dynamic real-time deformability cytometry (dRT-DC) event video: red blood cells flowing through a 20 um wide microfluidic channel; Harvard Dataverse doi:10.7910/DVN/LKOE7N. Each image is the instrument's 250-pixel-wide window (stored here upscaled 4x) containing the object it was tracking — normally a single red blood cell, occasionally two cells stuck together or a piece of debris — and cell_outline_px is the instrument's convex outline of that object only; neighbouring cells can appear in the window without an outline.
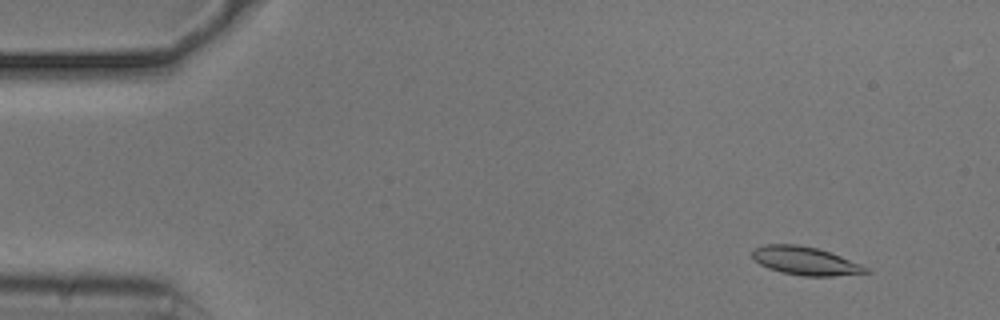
{"species": "common noctule bat (a hibernating species)", "species_latin": "Nyctalus noctula", "temperature_condition": "cold", "stored_images_in_passage": 47, "camera_frame_rate_fps": 3000, "um_per_image_px": 0.085, "animal": {"sex": "male", "body_mass_g": 20.5, "forearm_length_mm": 52.5}, "frame": {"image": 1, "passage_image": 5, "time_ms": 1.333, "image_size_px": [1000, 320], "cell_outline_px": [[872, 272], [832, 276], [804, 276], [780, 272], [768, 268], [752, 260], [752, 252], [756, 248], [768, 244], [796, 244], [816, 248], [840, 256], [860, 264], [868, 268]], "centroid_in_image_um": [68.42, 22.18], "position_along_channel_um": 16.6, "area_um2": 18.55}}
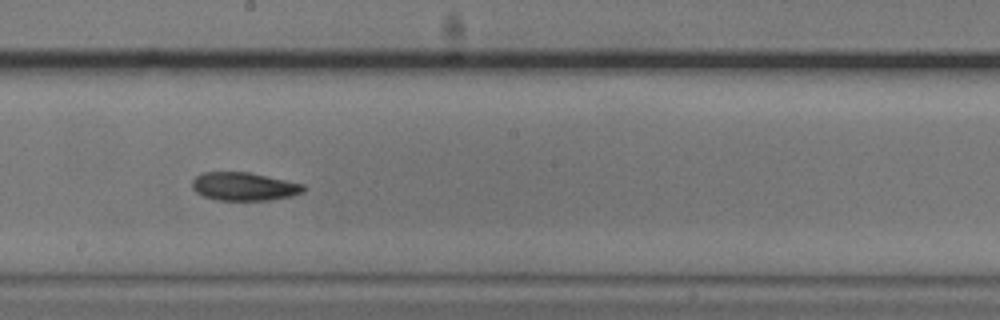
{"frame": {"image": 2, "passage_image": 30, "time_ms": 9.667, "image_size_px": [1000, 320], "cell_outline_px": [[304, 192], [292, 196], [268, 200], [216, 200], [204, 196], [196, 192], [192, 188], [192, 180], [200, 172], [248, 172], [304, 184]], "centroid_in_image_um": [20.72, 15.85], "position_along_channel_um": 227.5, "area_um2": 18.32}}
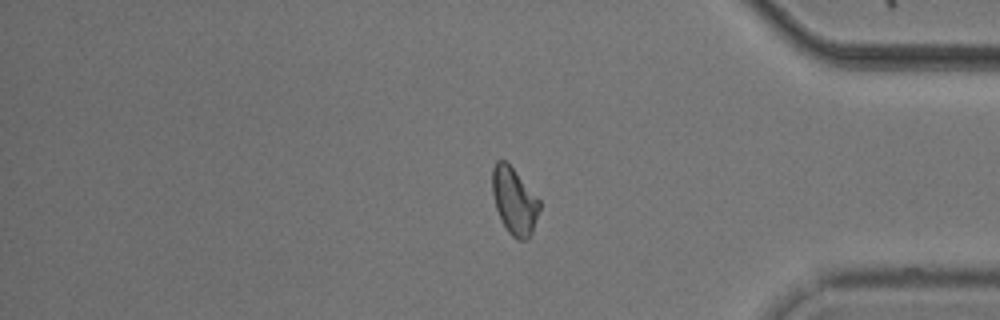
{"frame": {"image": 3, "passage_image": 45, "time_ms": 14.667, "image_size_px": [1000, 320], "cell_outline_px": [[540, 208], [532, 232], [528, 240], [516, 240], [508, 232], [496, 208], [492, 192], [492, 168], [496, 160], [504, 160], [512, 168], [540, 200]], "centroid_in_image_um": [43.71, 17.1], "position_along_channel_um": 391.5, "area_um2": 18.15}, "authors_computed_cell_mechanics": {"area_um2": 18.4382, "velocity_mm_per_s": 3.726, "shape_relaxation_time_tau1_ms": null, "shape_relaxation_time_tau2_ms": 10.5382, "deformation_change_tau1": null, "deformation_change_tau2": 0.1908}}